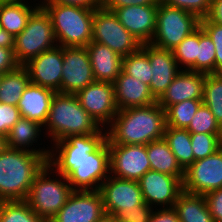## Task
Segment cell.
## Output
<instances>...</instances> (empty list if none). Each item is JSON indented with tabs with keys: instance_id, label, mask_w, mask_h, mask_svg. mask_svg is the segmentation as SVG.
<instances>
[{
	"instance_id": "1",
	"label": "cell",
	"mask_w": 222,
	"mask_h": 222,
	"mask_svg": "<svg viewBox=\"0 0 222 222\" xmlns=\"http://www.w3.org/2000/svg\"><path fill=\"white\" fill-rule=\"evenodd\" d=\"M47 163L68 178L73 190H99L110 175L106 129L55 142Z\"/></svg>"
},
{
	"instance_id": "2",
	"label": "cell",
	"mask_w": 222,
	"mask_h": 222,
	"mask_svg": "<svg viewBox=\"0 0 222 222\" xmlns=\"http://www.w3.org/2000/svg\"><path fill=\"white\" fill-rule=\"evenodd\" d=\"M166 127V113L158 102L119 110L106 127L107 143L147 145L162 139Z\"/></svg>"
},
{
	"instance_id": "3",
	"label": "cell",
	"mask_w": 222,
	"mask_h": 222,
	"mask_svg": "<svg viewBox=\"0 0 222 222\" xmlns=\"http://www.w3.org/2000/svg\"><path fill=\"white\" fill-rule=\"evenodd\" d=\"M46 164L40 154L6 147L0 153V200H26L34 178Z\"/></svg>"
},
{
	"instance_id": "4",
	"label": "cell",
	"mask_w": 222,
	"mask_h": 222,
	"mask_svg": "<svg viewBox=\"0 0 222 222\" xmlns=\"http://www.w3.org/2000/svg\"><path fill=\"white\" fill-rule=\"evenodd\" d=\"M43 128L51 145L69 136L96 134L102 129L82 108L75 94L58 92L52 98Z\"/></svg>"
},
{
	"instance_id": "5",
	"label": "cell",
	"mask_w": 222,
	"mask_h": 222,
	"mask_svg": "<svg viewBox=\"0 0 222 222\" xmlns=\"http://www.w3.org/2000/svg\"><path fill=\"white\" fill-rule=\"evenodd\" d=\"M50 15L55 38L61 47H86L92 42L94 9L40 0Z\"/></svg>"
},
{
	"instance_id": "6",
	"label": "cell",
	"mask_w": 222,
	"mask_h": 222,
	"mask_svg": "<svg viewBox=\"0 0 222 222\" xmlns=\"http://www.w3.org/2000/svg\"><path fill=\"white\" fill-rule=\"evenodd\" d=\"M72 191L68 178L56 174L47 163L34 178L25 201L39 217L49 222L64 206Z\"/></svg>"
},
{
	"instance_id": "7",
	"label": "cell",
	"mask_w": 222,
	"mask_h": 222,
	"mask_svg": "<svg viewBox=\"0 0 222 222\" xmlns=\"http://www.w3.org/2000/svg\"><path fill=\"white\" fill-rule=\"evenodd\" d=\"M58 46L52 20L46 10L40 5L29 17L26 27L15 36L14 57L19 65L42 52Z\"/></svg>"
},
{
	"instance_id": "8",
	"label": "cell",
	"mask_w": 222,
	"mask_h": 222,
	"mask_svg": "<svg viewBox=\"0 0 222 222\" xmlns=\"http://www.w3.org/2000/svg\"><path fill=\"white\" fill-rule=\"evenodd\" d=\"M199 26L200 19L196 15L160 1L156 14V29L150 44L173 51Z\"/></svg>"
},
{
	"instance_id": "9",
	"label": "cell",
	"mask_w": 222,
	"mask_h": 222,
	"mask_svg": "<svg viewBox=\"0 0 222 222\" xmlns=\"http://www.w3.org/2000/svg\"><path fill=\"white\" fill-rule=\"evenodd\" d=\"M92 41L106 45L121 57L137 52L141 42L118 20L117 16L103 7L94 9Z\"/></svg>"
},
{
	"instance_id": "10",
	"label": "cell",
	"mask_w": 222,
	"mask_h": 222,
	"mask_svg": "<svg viewBox=\"0 0 222 222\" xmlns=\"http://www.w3.org/2000/svg\"><path fill=\"white\" fill-rule=\"evenodd\" d=\"M110 175L138 181L151 170L147 145L108 144Z\"/></svg>"
},
{
	"instance_id": "11",
	"label": "cell",
	"mask_w": 222,
	"mask_h": 222,
	"mask_svg": "<svg viewBox=\"0 0 222 222\" xmlns=\"http://www.w3.org/2000/svg\"><path fill=\"white\" fill-rule=\"evenodd\" d=\"M222 188V146L212 155L194 161L185 171L183 191L205 195Z\"/></svg>"
},
{
	"instance_id": "12",
	"label": "cell",
	"mask_w": 222,
	"mask_h": 222,
	"mask_svg": "<svg viewBox=\"0 0 222 222\" xmlns=\"http://www.w3.org/2000/svg\"><path fill=\"white\" fill-rule=\"evenodd\" d=\"M82 108L106 128L119 111L115 101L114 84L95 81L75 94Z\"/></svg>"
},
{
	"instance_id": "13",
	"label": "cell",
	"mask_w": 222,
	"mask_h": 222,
	"mask_svg": "<svg viewBox=\"0 0 222 222\" xmlns=\"http://www.w3.org/2000/svg\"><path fill=\"white\" fill-rule=\"evenodd\" d=\"M105 213L99 190H73L49 222H97Z\"/></svg>"
},
{
	"instance_id": "14",
	"label": "cell",
	"mask_w": 222,
	"mask_h": 222,
	"mask_svg": "<svg viewBox=\"0 0 222 222\" xmlns=\"http://www.w3.org/2000/svg\"><path fill=\"white\" fill-rule=\"evenodd\" d=\"M95 81L86 47H63L60 93L76 94Z\"/></svg>"
},
{
	"instance_id": "15",
	"label": "cell",
	"mask_w": 222,
	"mask_h": 222,
	"mask_svg": "<svg viewBox=\"0 0 222 222\" xmlns=\"http://www.w3.org/2000/svg\"><path fill=\"white\" fill-rule=\"evenodd\" d=\"M138 183L144 202L154 208L173 207L183 191V182L178 177L154 170L147 171Z\"/></svg>"
},
{
	"instance_id": "16",
	"label": "cell",
	"mask_w": 222,
	"mask_h": 222,
	"mask_svg": "<svg viewBox=\"0 0 222 222\" xmlns=\"http://www.w3.org/2000/svg\"><path fill=\"white\" fill-rule=\"evenodd\" d=\"M99 191L103 198L105 213L115 216L144 203L138 181L109 175L101 184Z\"/></svg>"
},
{
	"instance_id": "17",
	"label": "cell",
	"mask_w": 222,
	"mask_h": 222,
	"mask_svg": "<svg viewBox=\"0 0 222 222\" xmlns=\"http://www.w3.org/2000/svg\"><path fill=\"white\" fill-rule=\"evenodd\" d=\"M31 83L60 93L63 72V47L42 52L23 65Z\"/></svg>"
},
{
	"instance_id": "18",
	"label": "cell",
	"mask_w": 222,
	"mask_h": 222,
	"mask_svg": "<svg viewBox=\"0 0 222 222\" xmlns=\"http://www.w3.org/2000/svg\"><path fill=\"white\" fill-rule=\"evenodd\" d=\"M141 49L149 57L152 67V80L149 87L153 96L158 100L181 69L172 51L157 48L150 43L142 44Z\"/></svg>"
},
{
	"instance_id": "19",
	"label": "cell",
	"mask_w": 222,
	"mask_h": 222,
	"mask_svg": "<svg viewBox=\"0 0 222 222\" xmlns=\"http://www.w3.org/2000/svg\"><path fill=\"white\" fill-rule=\"evenodd\" d=\"M157 9L158 5H132L116 8L113 13L141 44H149L156 29Z\"/></svg>"
},
{
	"instance_id": "20",
	"label": "cell",
	"mask_w": 222,
	"mask_h": 222,
	"mask_svg": "<svg viewBox=\"0 0 222 222\" xmlns=\"http://www.w3.org/2000/svg\"><path fill=\"white\" fill-rule=\"evenodd\" d=\"M205 78V73L181 70L157 100L158 104L166 110L169 106L186 100H202Z\"/></svg>"
},
{
	"instance_id": "21",
	"label": "cell",
	"mask_w": 222,
	"mask_h": 222,
	"mask_svg": "<svg viewBox=\"0 0 222 222\" xmlns=\"http://www.w3.org/2000/svg\"><path fill=\"white\" fill-rule=\"evenodd\" d=\"M114 84L115 101L118 110L143 107L157 102L149 85L121 71Z\"/></svg>"
},
{
	"instance_id": "22",
	"label": "cell",
	"mask_w": 222,
	"mask_h": 222,
	"mask_svg": "<svg viewBox=\"0 0 222 222\" xmlns=\"http://www.w3.org/2000/svg\"><path fill=\"white\" fill-rule=\"evenodd\" d=\"M55 93L52 89L30 82L17 104L21 117L44 126Z\"/></svg>"
},
{
	"instance_id": "23",
	"label": "cell",
	"mask_w": 222,
	"mask_h": 222,
	"mask_svg": "<svg viewBox=\"0 0 222 222\" xmlns=\"http://www.w3.org/2000/svg\"><path fill=\"white\" fill-rule=\"evenodd\" d=\"M86 49L95 80L114 83L122 71L123 57L106 45L94 41Z\"/></svg>"
},
{
	"instance_id": "24",
	"label": "cell",
	"mask_w": 222,
	"mask_h": 222,
	"mask_svg": "<svg viewBox=\"0 0 222 222\" xmlns=\"http://www.w3.org/2000/svg\"><path fill=\"white\" fill-rule=\"evenodd\" d=\"M42 128L43 126L39 123L21 117L13 125V127L9 130L7 136L5 137L6 147L37 153L42 155L48 161L50 155V147H47V149H45L44 147H42V149L41 147L39 149L36 148L38 147L36 145V142L38 143V139L40 141L41 138L39 137L42 135V131L44 130ZM34 143L36 147H34ZM32 145L34 148L31 147Z\"/></svg>"
},
{
	"instance_id": "25",
	"label": "cell",
	"mask_w": 222,
	"mask_h": 222,
	"mask_svg": "<svg viewBox=\"0 0 222 222\" xmlns=\"http://www.w3.org/2000/svg\"><path fill=\"white\" fill-rule=\"evenodd\" d=\"M173 207L180 222H214L204 195L182 191Z\"/></svg>"
},
{
	"instance_id": "26",
	"label": "cell",
	"mask_w": 222,
	"mask_h": 222,
	"mask_svg": "<svg viewBox=\"0 0 222 222\" xmlns=\"http://www.w3.org/2000/svg\"><path fill=\"white\" fill-rule=\"evenodd\" d=\"M147 154L151 170L176 176L183 182L184 170L178 164L164 138L148 143Z\"/></svg>"
},
{
	"instance_id": "27",
	"label": "cell",
	"mask_w": 222,
	"mask_h": 222,
	"mask_svg": "<svg viewBox=\"0 0 222 222\" xmlns=\"http://www.w3.org/2000/svg\"><path fill=\"white\" fill-rule=\"evenodd\" d=\"M25 2L0 3V24L1 28L17 36L26 27L31 14L40 6V3L28 4Z\"/></svg>"
},
{
	"instance_id": "28",
	"label": "cell",
	"mask_w": 222,
	"mask_h": 222,
	"mask_svg": "<svg viewBox=\"0 0 222 222\" xmlns=\"http://www.w3.org/2000/svg\"><path fill=\"white\" fill-rule=\"evenodd\" d=\"M30 82L28 71L22 65L13 71L4 73L0 81V102L17 106L22 93Z\"/></svg>"
},
{
	"instance_id": "29",
	"label": "cell",
	"mask_w": 222,
	"mask_h": 222,
	"mask_svg": "<svg viewBox=\"0 0 222 222\" xmlns=\"http://www.w3.org/2000/svg\"><path fill=\"white\" fill-rule=\"evenodd\" d=\"M163 138L168 143L178 164L185 171L195 161L190 132L183 128L166 127Z\"/></svg>"
},
{
	"instance_id": "30",
	"label": "cell",
	"mask_w": 222,
	"mask_h": 222,
	"mask_svg": "<svg viewBox=\"0 0 222 222\" xmlns=\"http://www.w3.org/2000/svg\"><path fill=\"white\" fill-rule=\"evenodd\" d=\"M202 102L222 128V73L206 74Z\"/></svg>"
},
{
	"instance_id": "31",
	"label": "cell",
	"mask_w": 222,
	"mask_h": 222,
	"mask_svg": "<svg viewBox=\"0 0 222 222\" xmlns=\"http://www.w3.org/2000/svg\"><path fill=\"white\" fill-rule=\"evenodd\" d=\"M0 222H46L25 200L1 201Z\"/></svg>"
},
{
	"instance_id": "32",
	"label": "cell",
	"mask_w": 222,
	"mask_h": 222,
	"mask_svg": "<svg viewBox=\"0 0 222 222\" xmlns=\"http://www.w3.org/2000/svg\"><path fill=\"white\" fill-rule=\"evenodd\" d=\"M199 27L188 35L172 52L181 70L197 72ZM181 65V66H180Z\"/></svg>"
},
{
	"instance_id": "33",
	"label": "cell",
	"mask_w": 222,
	"mask_h": 222,
	"mask_svg": "<svg viewBox=\"0 0 222 222\" xmlns=\"http://www.w3.org/2000/svg\"><path fill=\"white\" fill-rule=\"evenodd\" d=\"M202 103V100H186L169 106L165 110L167 127L186 129Z\"/></svg>"
},
{
	"instance_id": "34",
	"label": "cell",
	"mask_w": 222,
	"mask_h": 222,
	"mask_svg": "<svg viewBox=\"0 0 222 222\" xmlns=\"http://www.w3.org/2000/svg\"><path fill=\"white\" fill-rule=\"evenodd\" d=\"M151 70L149 57L141 48L123 57L122 71L146 85H150L152 80Z\"/></svg>"
},
{
	"instance_id": "35",
	"label": "cell",
	"mask_w": 222,
	"mask_h": 222,
	"mask_svg": "<svg viewBox=\"0 0 222 222\" xmlns=\"http://www.w3.org/2000/svg\"><path fill=\"white\" fill-rule=\"evenodd\" d=\"M215 45L208 34L199 26V47L197 51V72L215 73Z\"/></svg>"
},
{
	"instance_id": "36",
	"label": "cell",
	"mask_w": 222,
	"mask_h": 222,
	"mask_svg": "<svg viewBox=\"0 0 222 222\" xmlns=\"http://www.w3.org/2000/svg\"><path fill=\"white\" fill-rule=\"evenodd\" d=\"M186 129L190 133L222 135V128L217 123L210 109L203 103L198 108Z\"/></svg>"
},
{
	"instance_id": "37",
	"label": "cell",
	"mask_w": 222,
	"mask_h": 222,
	"mask_svg": "<svg viewBox=\"0 0 222 222\" xmlns=\"http://www.w3.org/2000/svg\"><path fill=\"white\" fill-rule=\"evenodd\" d=\"M195 161L212 155L222 146V135L190 133Z\"/></svg>"
},
{
	"instance_id": "38",
	"label": "cell",
	"mask_w": 222,
	"mask_h": 222,
	"mask_svg": "<svg viewBox=\"0 0 222 222\" xmlns=\"http://www.w3.org/2000/svg\"><path fill=\"white\" fill-rule=\"evenodd\" d=\"M200 26L215 45V73H222V25L210 22L205 17L200 19Z\"/></svg>"
},
{
	"instance_id": "39",
	"label": "cell",
	"mask_w": 222,
	"mask_h": 222,
	"mask_svg": "<svg viewBox=\"0 0 222 222\" xmlns=\"http://www.w3.org/2000/svg\"><path fill=\"white\" fill-rule=\"evenodd\" d=\"M162 3L180 8L196 15L199 19L205 18L209 11L211 0H161Z\"/></svg>"
},
{
	"instance_id": "40",
	"label": "cell",
	"mask_w": 222,
	"mask_h": 222,
	"mask_svg": "<svg viewBox=\"0 0 222 222\" xmlns=\"http://www.w3.org/2000/svg\"><path fill=\"white\" fill-rule=\"evenodd\" d=\"M21 118L17 106L0 102V135L6 137L9 130Z\"/></svg>"
},
{
	"instance_id": "41",
	"label": "cell",
	"mask_w": 222,
	"mask_h": 222,
	"mask_svg": "<svg viewBox=\"0 0 222 222\" xmlns=\"http://www.w3.org/2000/svg\"><path fill=\"white\" fill-rule=\"evenodd\" d=\"M153 210V207L144 202L142 205L134 206L131 210L120 212L117 218L125 222H148Z\"/></svg>"
},
{
	"instance_id": "42",
	"label": "cell",
	"mask_w": 222,
	"mask_h": 222,
	"mask_svg": "<svg viewBox=\"0 0 222 222\" xmlns=\"http://www.w3.org/2000/svg\"><path fill=\"white\" fill-rule=\"evenodd\" d=\"M214 222H222V188L204 195Z\"/></svg>"
},
{
	"instance_id": "43",
	"label": "cell",
	"mask_w": 222,
	"mask_h": 222,
	"mask_svg": "<svg viewBox=\"0 0 222 222\" xmlns=\"http://www.w3.org/2000/svg\"><path fill=\"white\" fill-rule=\"evenodd\" d=\"M161 0H103L102 7L113 12L116 8L132 5H158Z\"/></svg>"
},
{
	"instance_id": "44",
	"label": "cell",
	"mask_w": 222,
	"mask_h": 222,
	"mask_svg": "<svg viewBox=\"0 0 222 222\" xmlns=\"http://www.w3.org/2000/svg\"><path fill=\"white\" fill-rule=\"evenodd\" d=\"M148 222H180L177 211L171 208H155Z\"/></svg>"
},
{
	"instance_id": "45",
	"label": "cell",
	"mask_w": 222,
	"mask_h": 222,
	"mask_svg": "<svg viewBox=\"0 0 222 222\" xmlns=\"http://www.w3.org/2000/svg\"><path fill=\"white\" fill-rule=\"evenodd\" d=\"M18 66L13 50L0 47V73L4 74L13 71Z\"/></svg>"
},
{
	"instance_id": "46",
	"label": "cell",
	"mask_w": 222,
	"mask_h": 222,
	"mask_svg": "<svg viewBox=\"0 0 222 222\" xmlns=\"http://www.w3.org/2000/svg\"><path fill=\"white\" fill-rule=\"evenodd\" d=\"M49 1L52 3L74 5L91 9H98L102 7L103 3V0H49Z\"/></svg>"
},
{
	"instance_id": "47",
	"label": "cell",
	"mask_w": 222,
	"mask_h": 222,
	"mask_svg": "<svg viewBox=\"0 0 222 222\" xmlns=\"http://www.w3.org/2000/svg\"><path fill=\"white\" fill-rule=\"evenodd\" d=\"M206 18L210 22L222 25V0H211L210 11Z\"/></svg>"
},
{
	"instance_id": "48",
	"label": "cell",
	"mask_w": 222,
	"mask_h": 222,
	"mask_svg": "<svg viewBox=\"0 0 222 222\" xmlns=\"http://www.w3.org/2000/svg\"><path fill=\"white\" fill-rule=\"evenodd\" d=\"M15 36L0 28V47L5 49H14Z\"/></svg>"
},
{
	"instance_id": "49",
	"label": "cell",
	"mask_w": 222,
	"mask_h": 222,
	"mask_svg": "<svg viewBox=\"0 0 222 222\" xmlns=\"http://www.w3.org/2000/svg\"><path fill=\"white\" fill-rule=\"evenodd\" d=\"M97 222H116V216L113 214L104 213Z\"/></svg>"
},
{
	"instance_id": "50",
	"label": "cell",
	"mask_w": 222,
	"mask_h": 222,
	"mask_svg": "<svg viewBox=\"0 0 222 222\" xmlns=\"http://www.w3.org/2000/svg\"><path fill=\"white\" fill-rule=\"evenodd\" d=\"M6 148V140L4 136L0 135V153Z\"/></svg>"
},
{
	"instance_id": "51",
	"label": "cell",
	"mask_w": 222,
	"mask_h": 222,
	"mask_svg": "<svg viewBox=\"0 0 222 222\" xmlns=\"http://www.w3.org/2000/svg\"><path fill=\"white\" fill-rule=\"evenodd\" d=\"M10 2H25V0H0V3H10Z\"/></svg>"
},
{
	"instance_id": "52",
	"label": "cell",
	"mask_w": 222,
	"mask_h": 222,
	"mask_svg": "<svg viewBox=\"0 0 222 222\" xmlns=\"http://www.w3.org/2000/svg\"><path fill=\"white\" fill-rule=\"evenodd\" d=\"M116 222H125V221H123L121 219H118L117 216H116Z\"/></svg>"
}]
</instances>
